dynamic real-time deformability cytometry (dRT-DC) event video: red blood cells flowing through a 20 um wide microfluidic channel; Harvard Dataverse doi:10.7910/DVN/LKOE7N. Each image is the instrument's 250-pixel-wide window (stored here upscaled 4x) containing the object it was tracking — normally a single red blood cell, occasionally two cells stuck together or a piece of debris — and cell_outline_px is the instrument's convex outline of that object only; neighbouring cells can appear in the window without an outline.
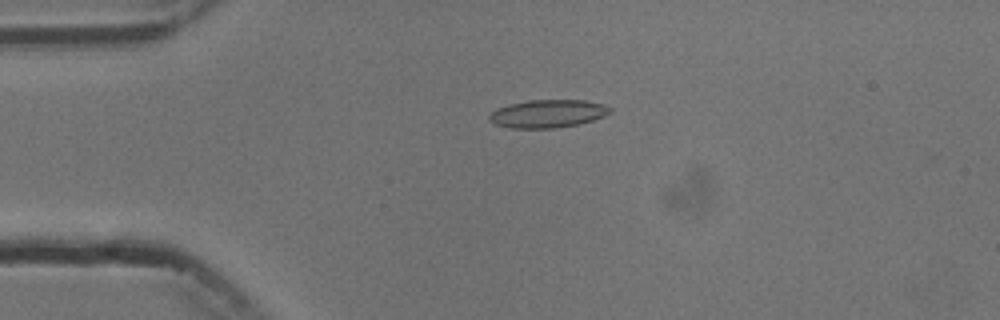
{"species": "common noctule bat (a hibernating species)", "species_latin": "Nyctalus noctula", "temperature_condition": "cold", "stored_images_in_passage": 5, "camera_frame_rate_fps": 3000, "um_per_image_px": 0.085, "animal": {"sex": "male", "body_mass_g": 13.3}, "frame": {"image": 1, "passage_image": 4, "time_ms": 3.667, "image_size_px": [1000, 320], "cell_outline_px": [[612, 112], [604, 116], [580, 124], [556, 128], [508, 128], [496, 124], [488, 120], [488, 116], [496, 108], [508, 104], [528, 100], [584, 100], [604, 104], [612, 108]], "centroid_in_image_um": [46.56, 9.66], "position_along_channel_um": 38.4, "area_um2": 19.88}}